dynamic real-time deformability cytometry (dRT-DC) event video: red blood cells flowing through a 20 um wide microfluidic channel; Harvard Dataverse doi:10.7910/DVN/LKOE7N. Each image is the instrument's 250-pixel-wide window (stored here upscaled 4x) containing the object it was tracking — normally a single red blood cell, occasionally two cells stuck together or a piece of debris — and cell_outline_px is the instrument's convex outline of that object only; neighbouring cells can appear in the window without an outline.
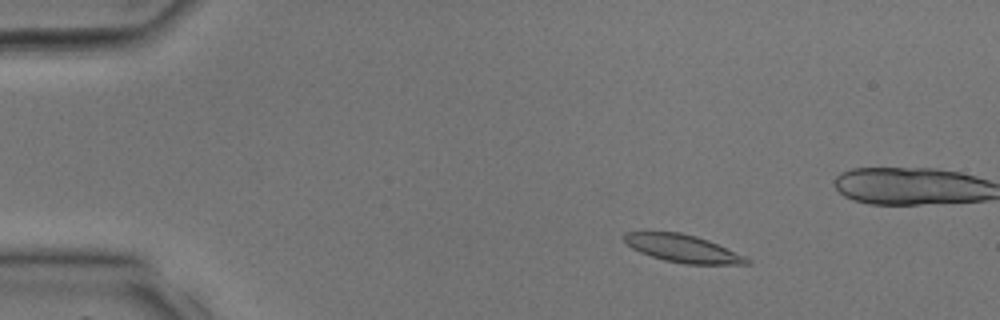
{"species": "common noctule bat (a hibernating species)", "species_latin": "Nyctalus noctula", "temperature_condition": "room temperature", "stored_images_in_passage": 3, "camera_frame_rate_fps": 3000, "um_per_image_px": 0.085, "animal": {"sex": "male", "body_mass_g": 17.9, "forearm_length_mm": 54.2}, "frame": {"image": 1, "passage_image": 1, "time_ms": 0.0, "image_size_px": [1000, 320], "cell_outline_px": [[752, 264], [684, 264], [664, 260], [640, 252], [632, 248], [624, 240], [624, 232], [680, 232], [696, 236], [708, 240], [744, 256], [752, 260]], "centroid_in_image_um": [58.05, 21.13], "position_along_channel_um": 27.0, "area_um2": 19.54}}